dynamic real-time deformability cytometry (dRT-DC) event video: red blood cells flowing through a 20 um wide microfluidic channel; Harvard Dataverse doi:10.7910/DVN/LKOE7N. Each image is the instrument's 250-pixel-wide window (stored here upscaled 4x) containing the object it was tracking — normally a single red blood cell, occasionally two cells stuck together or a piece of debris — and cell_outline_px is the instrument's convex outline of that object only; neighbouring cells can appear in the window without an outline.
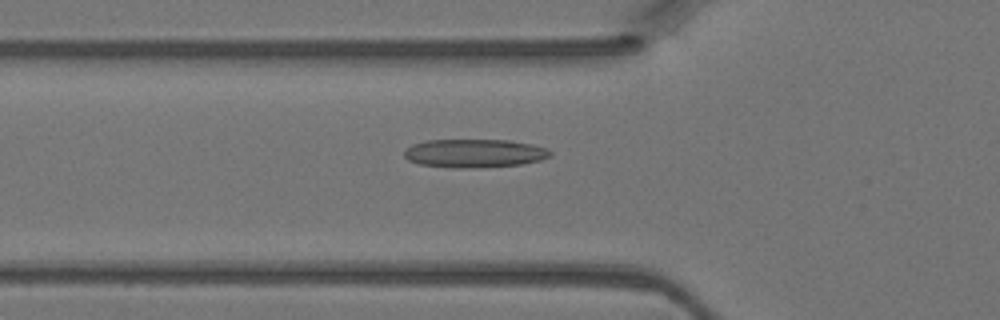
{"species": "Egyptian fruit bat (a non-hibernating species)", "species_latin": "Rousettus aegyptiacus", "temperature_condition": "warm", "stored_images_in_passage": 6, "camera_frame_rate_fps": 3000, "um_per_image_px": 0.085, "animal": {"sex": "female"}, "frame": {"image": 1, "passage_image": 6, "time_ms": 1.667, "image_size_px": [1000, 320], "cell_outline_px": [[552, 156], [540, 160], [520, 164], [480, 168], [452, 168], [420, 164], [408, 160], [404, 156], [404, 152], [412, 144], [428, 140], [508, 140], [532, 144], [548, 148], [552, 152]], "centroid_in_image_um": [40.35, 13.03], "position_along_channel_um": 85.4, "area_um2": 24.33}}